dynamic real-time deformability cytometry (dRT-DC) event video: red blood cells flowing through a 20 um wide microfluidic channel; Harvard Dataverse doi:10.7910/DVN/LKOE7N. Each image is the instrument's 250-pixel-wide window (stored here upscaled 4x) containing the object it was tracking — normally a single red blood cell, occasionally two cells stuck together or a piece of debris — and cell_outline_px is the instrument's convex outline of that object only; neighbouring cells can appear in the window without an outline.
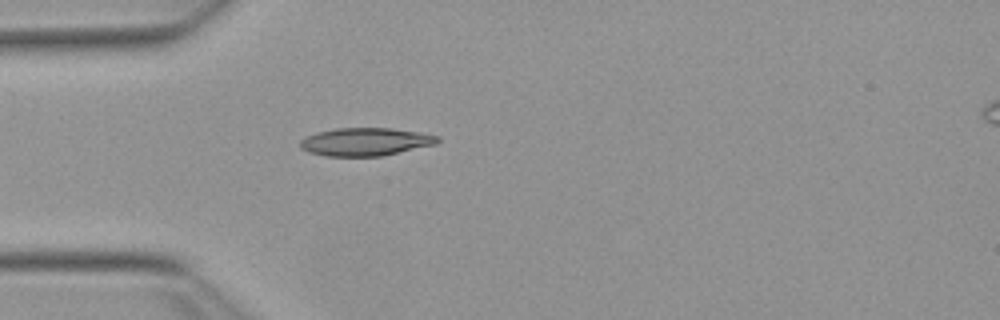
{"species": "Egyptian fruit bat (a non-hibernating species)", "species_latin": "Rousettus aegyptiacus", "temperature_condition": "warm", "stored_images_in_passage": 39, "camera_frame_rate_fps": 3000, "um_per_image_px": 0.085, "animal": {"sex": "female"}, "frame": {"image": 1, "passage_image": 1, "time_ms": 0.0, "image_size_px": [1000, 320], "cell_outline_px": [[440, 140], [436, 144], [384, 156], [328, 156], [308, 152], [300, 148], [300, 140], [304, 136], [336, 128], [392, 128], [440, 136]], "centroid_in_image_um": [31.06, 12.05], "position_along_channel_um": 53.9, "area_um2": 22.43}}
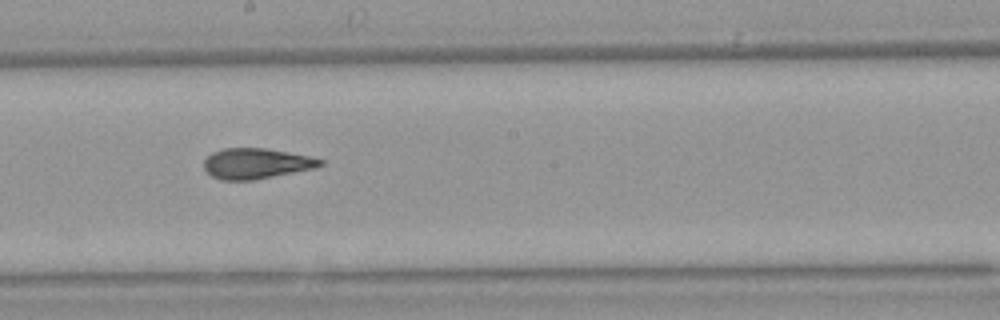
{"frame": {"image": 2, "passage_image": 15, "time_ms": 4.667, "image_size_px": [1000, 320], "cell_outline_px": [[324, 164], [316, 168], [252, 180], [220, 180], [212, 176], [204, 168], [204, 160], [212, 152], [224, 148], [264, 148], [312, 156], [324, 160]], "centroid_in_image_um": [21.8, 13.89], "position_along_channel_um": 226.4, "area_um2": 20.69}}
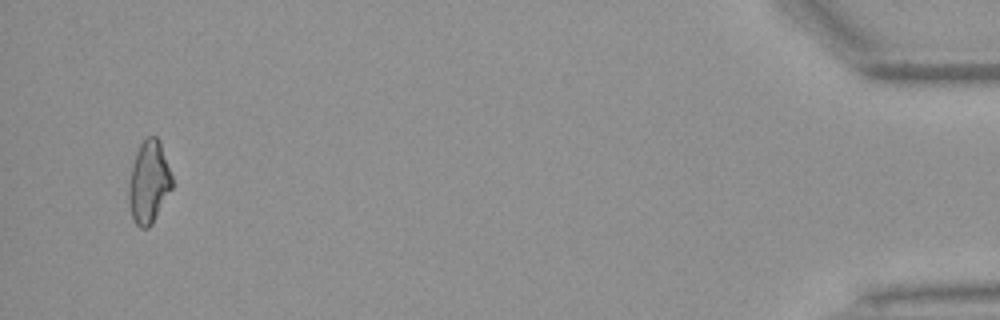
{"frame": {"image": 3, "passage_image": 37, "time_ms": 12.0, "image_size_px": [1000, 320], "cell_outline_px": [[172, 188], [152, 224], [148, 228], [140, 228], [136, 224], [132, 216], [128, 204], [128, 184], [132, 164], [136, 152], [140, 144], [148, 136], [156, 136], [160, 144], [172, 176]], "centroid_in_image_um": [12.62, 15.51], "position_along_channel_um": 422.6, "area_um2": 20.69}, "authors_computed_cell_mechanics": {"area_um2": 20.808, "velocity_mm_per_s": 3.8326, "shape_relaxation_time_tau1_ms": 10.9438, "shape_relaxation_time_tau2_ms": 2.4566, "deformation_change_tau1": 0.2505, "deformation_change_tau2": 0.093}}